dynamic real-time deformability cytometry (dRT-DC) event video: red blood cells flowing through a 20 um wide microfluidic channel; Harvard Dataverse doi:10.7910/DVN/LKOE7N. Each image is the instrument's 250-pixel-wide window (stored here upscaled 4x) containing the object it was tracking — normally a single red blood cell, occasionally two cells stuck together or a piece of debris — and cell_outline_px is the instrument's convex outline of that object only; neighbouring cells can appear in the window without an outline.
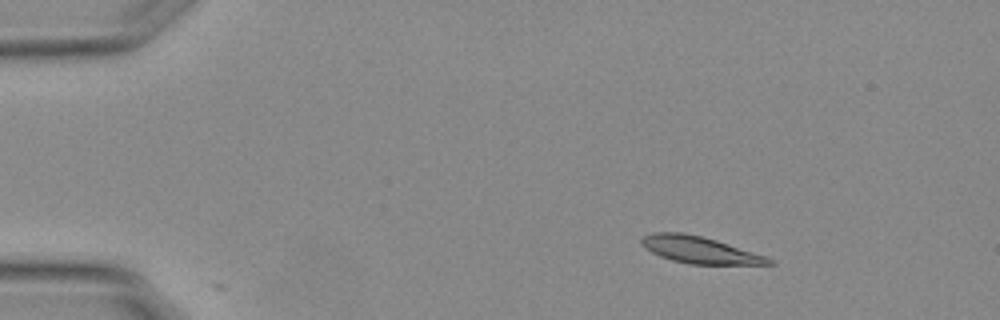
{"species": "Egyptian fruit bat (a non-hibernating species)", "species_latin": "Rousettus aegyptiacus", "temperature_condition": "warm", "stored_images_in_passage": 2, "camera_frame_rate_fps": 3000, "um_per_image_px": 0.085, "animal": {"sex": "female"}, "frame": {"image": 1, "passage_image": 1, "time_ms": 0.0, "image_size_px": [1000, 320], "cell_outline_px": [[776, 264], [688, 264], [672, 260], [660, 256], [644, 248], [640, 244], [640, 236], [652, 232], [684, 232], [716, 240], [764, 256], [772, 260]], "centroid_in_image_um": [59.36, 21.22], "position_along_channel_um": 25.6, "area_um2": 19.77}}